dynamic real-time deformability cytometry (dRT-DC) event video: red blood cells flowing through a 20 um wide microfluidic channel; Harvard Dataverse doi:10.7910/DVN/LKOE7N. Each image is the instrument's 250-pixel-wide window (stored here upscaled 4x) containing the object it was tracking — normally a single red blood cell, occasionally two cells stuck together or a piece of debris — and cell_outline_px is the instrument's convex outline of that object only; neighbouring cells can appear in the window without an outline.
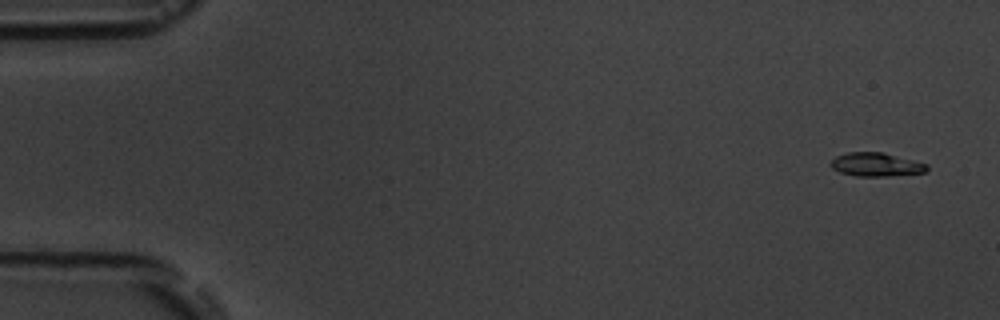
{"species": "common noctule bat (a hibernating species)", "species_latin": "Nyctalus noctula", "temperature_condition": "room temperature", "stored_images_in_passage": 5, "camera_frame_rate_fps": 3000, "um_per_image_px": 0.085, "animal": {"sex": "male", "body_mass_g": 19.5, "forearm_length_mm": 54.6}, "frame": {"image": 1, "passage_image": 1, "time_ms": 0.0, "image_size_px": [1000, 320], "cell_outline_px": [[928, 168], [924, 172], [888, 176], [856, 176], [840, 172], [832, 168], [828, 164], [836, 156], [848, 152], [884, 152], [928, 164]], "centroid_in_image_um": [74.44, 13.98], "position_along_channel_um": 10.6, "area_um2": 13.24}}
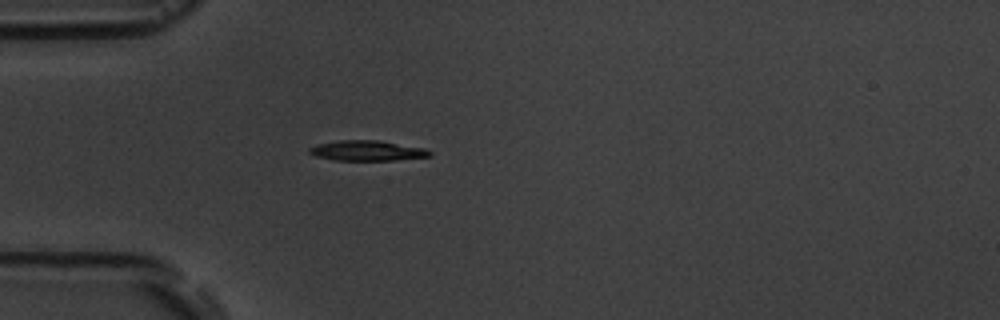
{"frame": {"image": 2, "passage_image": 5, "time_ms": 4.667, "image_size_px": [1000, 320], "cell_outline_px": [[432, 156], [396, 160], [332, 160], [316, 156], [308, 152], [308, 148], [316, 144], [340, 140], [380, 140], [424, 148], [432, 152]], "centroid_in_image_um": [31.2, 12.8], "position_along_channel_um": 53.8, "area_um2": 14.28}}